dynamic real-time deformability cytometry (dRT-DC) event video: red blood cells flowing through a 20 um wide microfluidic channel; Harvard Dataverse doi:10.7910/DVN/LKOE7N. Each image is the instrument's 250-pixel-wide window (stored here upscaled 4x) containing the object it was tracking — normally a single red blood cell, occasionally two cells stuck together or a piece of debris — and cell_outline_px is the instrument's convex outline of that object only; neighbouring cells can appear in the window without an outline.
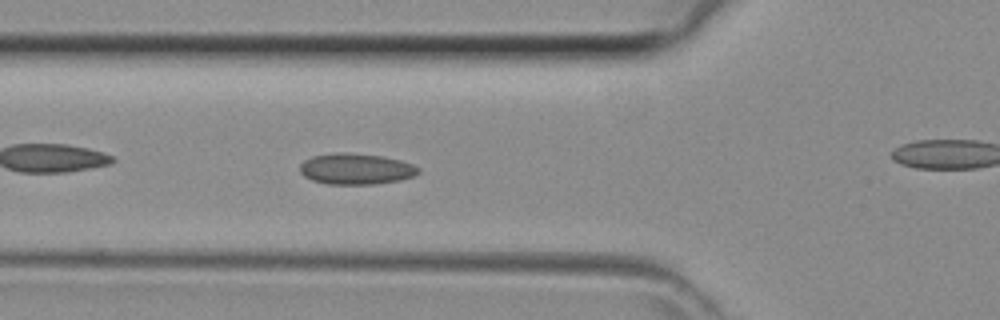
{"species": "common noctule bat (a hibernating species)", "species_latin": "Nyctalus noctula", "temperature_condition": "room temperature", "stored_images_in_passage": 45, "camera_frame_rate_fps": 3000, "um_per_image_px": 0.085, "animal": {"sex": "female", "body_mass_g": 29.2, "forearm_length_mm": 56.3}, "frame": {"image": 1, "passage_image": 16, "time_ms": 5.0, "image_size_px": [1000, 320], "cell_outline_px": [[420, 172], [412, 176], [400, 180], [376, 184], [328, 184], [312, 180], [304, 176], [300, 172], [300, 164], [304, 160], [312, 156], [340, 152], [348, 152], [380, 156], [400, 160], [412, 164], [420, 168]], "centroid_in_image_um": [30.24, 14.36], "position_along_channel_um": 95.6, "area_um2": 21.39}}
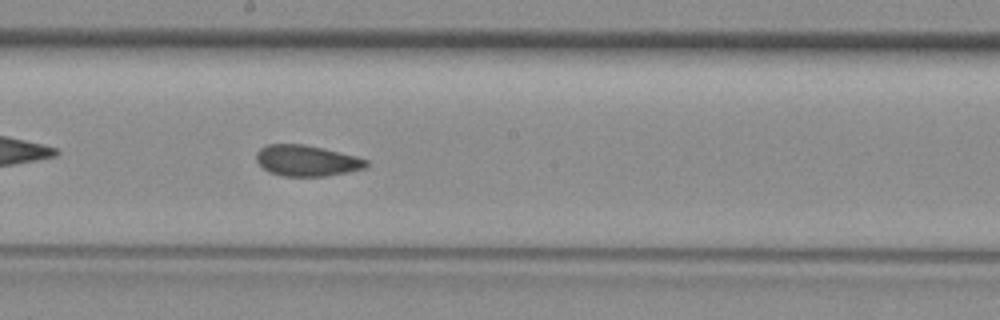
{"frame": {"image": 2, "passage_image": 24, "time_ms": 7.667, "image_size_px": [1000, 320], "cell_outline_px": [[368, 168], [348, 172], [324, 176], [284, 176], [268, 172], [256, 160], [256, 152], [260, 148], [268, 144], [304, 144], [324, 148], [356, 156], [368, 160]], "centroid_in_image_um": [26.09, 13.65], "position_along_channel_um": 222.1, "area_um2": 19.94}}
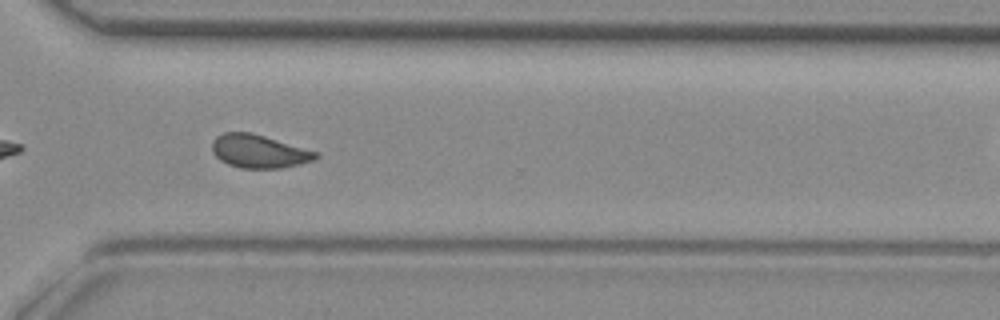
{"frame": {"image": 3, "passage_image": 32, "time_ms": 10.333, "image_size_px": [1000, 320], "cell_outline_px": [[320, 156], [312, 160], [300, 164], [280, 168], [240, 168], [228, 164], [220, 160], [212, 152], [212, 140], [216, 136], [224, 132], [252, 132], [320, 152]], "centroid_in_image_um": [22.02, 12.85], "position_along_channel_um": 348.6, "area_um2": 20.29}}